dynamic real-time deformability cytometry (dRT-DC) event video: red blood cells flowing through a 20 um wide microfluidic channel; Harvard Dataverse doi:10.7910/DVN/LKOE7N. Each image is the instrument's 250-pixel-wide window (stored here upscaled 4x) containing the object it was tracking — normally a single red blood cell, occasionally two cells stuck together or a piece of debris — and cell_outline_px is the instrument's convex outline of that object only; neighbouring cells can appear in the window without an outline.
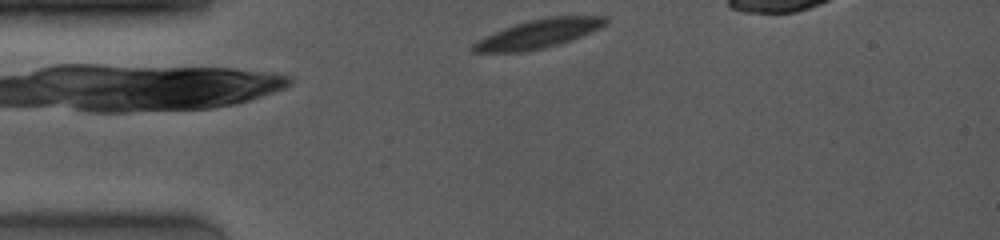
{"species": "common noctule bat (a hibernating species)", "species_latin": "Nyctalus noctula", "temperature_condition": "room temperature", "stored_images_in_passage": 39, "camera_frame_rate_fps": 4000, "um_per_image_px": 0.085, "animal": {"sex": "female", "body_mass_g": 19.0, "forearm_length_mm": 53.3}, "frame": {"image": 1, "passage_image": 1, "time_ms": 0.0, "image_size_px": [1000, 240], "cell_outline_px": [[608, 24], [592, 32], [572, 40], [560, 44], [544, 48], [524, 52], [472, 52], [468, 48], [476, 40], [484, 36], [504, 28], [528, 20], [548, 16], [608, 16]], "centroid_in_image_um": [45.77, 2.87], "position_along_channel_um": 39.2, "area_um2": 22.54}}
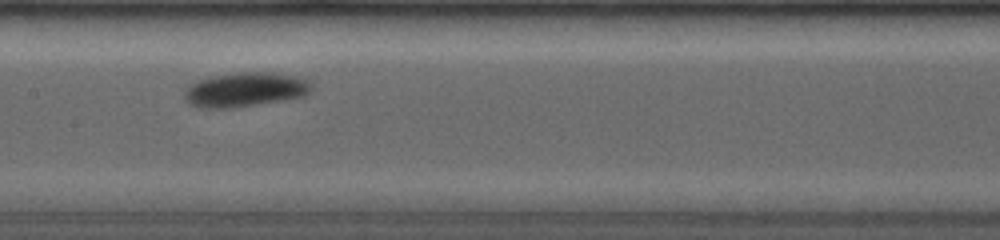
{"frame": {"image": 2, "passage_image": 15, "time_ms": 4.5, "image_size_px": [1000, 240], "cell_outline_px": [[312, 92], [304, 96], [284, 100], [232, 108], [196, 108], [188, 104], [184, 100], [184, 92], [188, 84], [196, 80], [212, 76], [236, 72], [272, 72], [300, 76], [312, 80]], "centroid_in_image_um": [20.85, 7.61], "position_along_channel_um": 186.6, "area_um2": 26.24}}
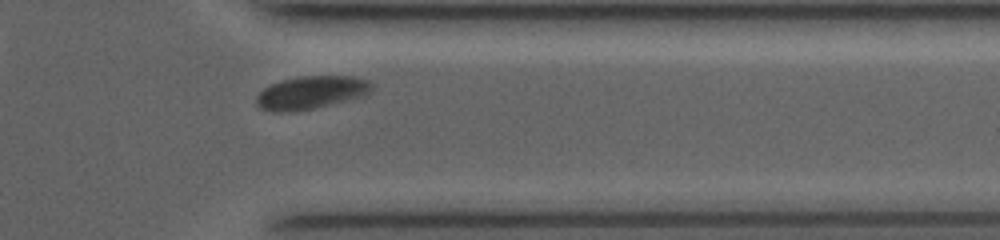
{"frame": {"image": 3, "passage_image": 35, "time_ms": 9.5, "image_size_px": [1000, 240], "cell_outline_px": [[372, 88], [368, 92], [360, 96], [296, 112], [272, 112], [260, 108], [256, 104], [256, 96], [264, 88], [272, 84], [284, 80], [300, 76], [352, 76], [368, 80], [372, 84]], "centroid_in_image_um": [26.38, 7.87], "position_along_channel_um": 385.0, "area_um2": 21.79}, "authors_computed_cell_mechanics": {"area_um2": 22.5998, "velocity_mm_per_s": 3.9387, "shape_relaxation_time_tau1_ms": 1.3978, "shape_relaxation_time_tau2_ms": null, "deformation_change_tau1": 0.07, "deformation_change_tau2": null}}